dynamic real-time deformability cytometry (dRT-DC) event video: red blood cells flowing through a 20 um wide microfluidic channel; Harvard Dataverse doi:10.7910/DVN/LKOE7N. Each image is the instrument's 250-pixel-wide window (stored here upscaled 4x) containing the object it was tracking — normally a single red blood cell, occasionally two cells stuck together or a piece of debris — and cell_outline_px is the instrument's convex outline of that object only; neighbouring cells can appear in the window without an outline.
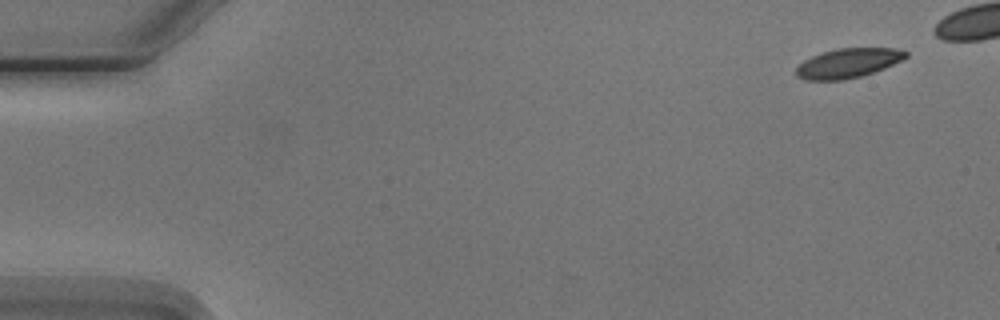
{"species": "Egyptian fruit bat (a non-hibernating species)", "species_latin": "Rousettus aegyptiacus", "temperature_condition": "cold", "stored_images_in_passage": 5, "camera_frame_rate_fps": 3000, "um_per_image_px": 0.085, "animal": {"sex": "male"}, "frame": {"image": 1, "passage_image": 1, "time_ms": 0.0, "image_size_px": [1000, 320], "cell_outline_px": [[908, 56], [884, 68], [860, 76], [844, 80], [804, 80], [796, 76], [796, 68], [804, 60], [812, 56], [836, 48], [896, 48], [908, 52]], "centroid_in_image_um": [72.06, 5.36], "position_along_channel_um": 12.9, "area_um2": 18.67}}
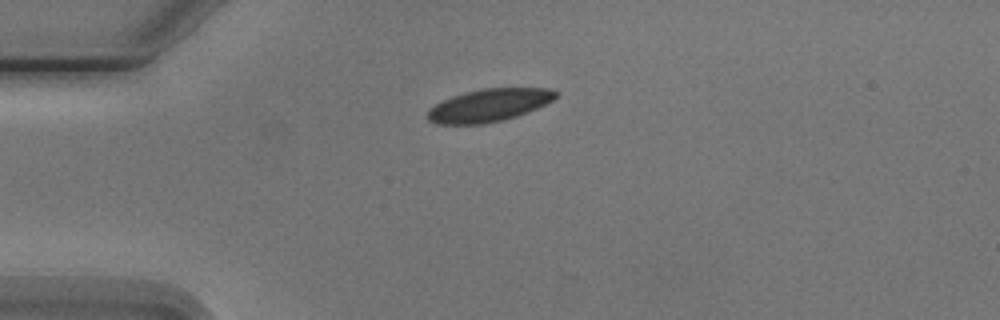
{"frame": {"image": 2, "passage_image": 5, "time_ms": 5.667, "image_size_px": [1000, 320], "cell_outline_px": [[556, 96], [552, 100], [528, 112], [504, 120], [480, 124], [436, 124], [428, 120], [428, 112], [436, 104], [452, 96], [464, 92], [484, 88], [548, 88], [556, 92]], "centroid_in_image_um": [41.55, 8.95], "position_along_channel_um": 43.4, "area_um2": 24.1}}